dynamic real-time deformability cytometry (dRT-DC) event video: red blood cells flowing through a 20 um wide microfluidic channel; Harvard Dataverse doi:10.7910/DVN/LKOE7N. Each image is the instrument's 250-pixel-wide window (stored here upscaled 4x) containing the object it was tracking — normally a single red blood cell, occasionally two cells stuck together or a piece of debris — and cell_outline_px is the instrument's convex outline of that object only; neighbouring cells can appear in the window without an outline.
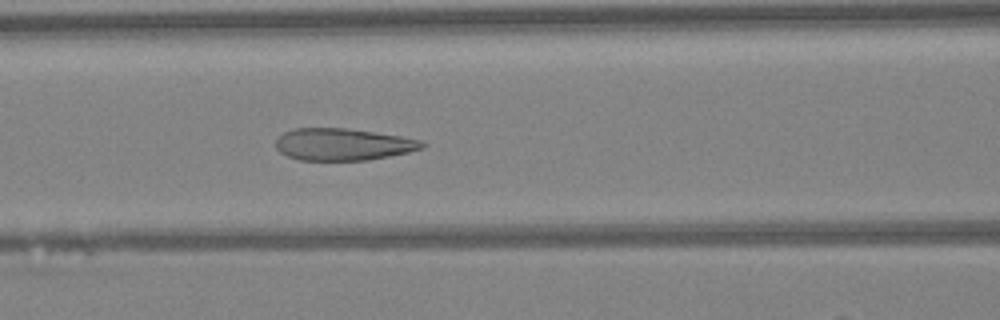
{"species": "Egyptian fruit bat (a non-hibernating species)", "species_latin": "Rousettus aegyptiacus", "temperature_condition": "warm", "stored_images_in_passage": 48, "camera_frame_rate_fps": 3000, "um_per_image_px": 0.085, "animal": {"sex": "female"}, "frame": {"image": 1, "passage_image": 20, "time_ms": 6.333, "image_size_px": [1000, 320], "cell_outline_px": [[428, 144], [424, 148], [408, 152], [368, 160], [300, 160], [288, 156], [280, 152], [276, 148], [276, 140], [284, 132], [296, 128], [348, 128], [400, 136], [424, 140]], "centroid_in_image_um": [29.19, 12.27], "position_along_channel_um": 137.4, "area_um2": 27.34}}
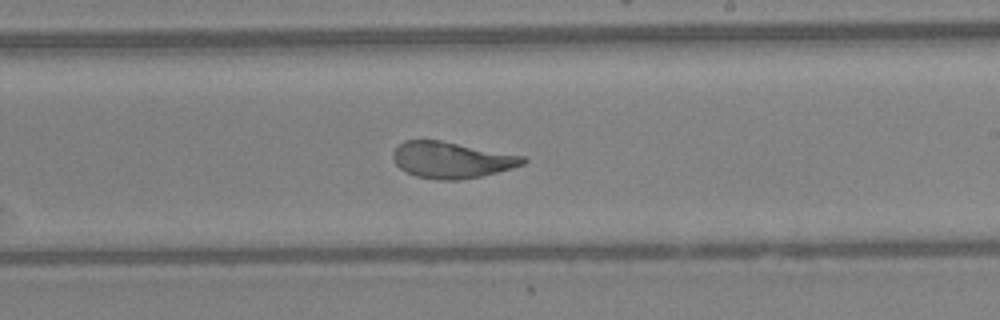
{"frame": {"image": 2, "passage_image": 28, "time_ms": 9.0, "image_size_px": [1000, 320], "cell_outline_px": [[528, 160], [524, 164], [512, 168], [480, 176], [460, 180], [440, 180], [416, 176], [400, 168], [396, 164], [392, 156], [392, 152], [404, 140], [440, 140], [524, 156]], "centroid_in_image_um": [38.38, 13.59], "position_along_channel_um": 250.6, "area_um2": 27.28}}
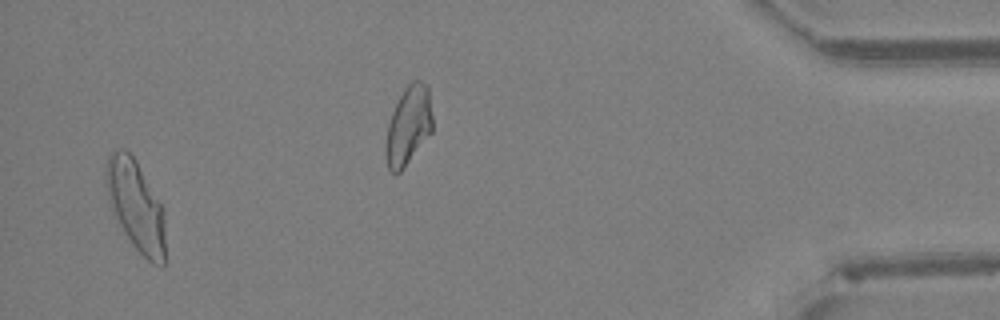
{"frame": {"image": 3, "passage_image": 46, "time_ms": 15.0, "image_size_px": [1000, 320], "cell_outline_px": [[164, 264], [160, 268], [152, 264], [132, 244], [124, 232], [112, 208], [108, 196], [104, 176], [104, 172], [108, 156], [112, 152], [120, 148], [124, 148], [136, 160], [160, 204], [164, 220]], "centroid_in_image_um": [11.52, 17.47], "position_along_channel_um": 423.7, "area_um2": 30.63}, "authors_computed_cell_mechanics": {"area_um2": 28.7844, "velocity_mm_per_s": 4.2744, "shape_relaxation_time_tau1_ms": 5.7702, "shape_relaxation_time_tau2_ms": 0.8778, "deformation_change_tau1": 0.191, "deformation_change_tau2": 0.0779}}